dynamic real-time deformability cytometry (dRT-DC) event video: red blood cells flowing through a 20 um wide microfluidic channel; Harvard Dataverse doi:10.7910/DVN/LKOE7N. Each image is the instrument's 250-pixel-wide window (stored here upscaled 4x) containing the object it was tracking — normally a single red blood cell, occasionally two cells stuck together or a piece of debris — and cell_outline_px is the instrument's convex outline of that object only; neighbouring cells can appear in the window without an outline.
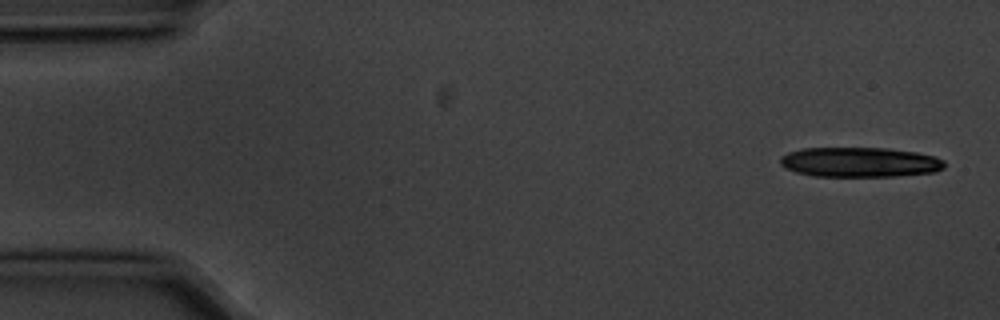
{"species": "common noctule bat (a hibernating species)", "species_latin": "Nyctalus noctula", "temperature_condition": "cold", "stored_images_in_passage": 4, "camera_frame_rate_fps": 3000, "um_per_image_px": 0.085, "animal": {"sex": "male", "body_mass_g": 20.1, "forearm_length_mm": 53.5}, "frame": {"image": 1, "passage_image": 1, "time_ms": 0.0, "image_size_px": [1000, 320], "cell_outline_px": [[944, 168], [936, 172], [892, 176], [812, 176], [796, 172], [784, 168], [780, 164], [780, 156], [788, 152], [804, 148], [888, 148], [916, 152], [936, 156], [944, 160]], "centroid_in_image_um": [73.07, 13.78], "position_along_channel_um": 11.9, "area_um2": 28.73}}